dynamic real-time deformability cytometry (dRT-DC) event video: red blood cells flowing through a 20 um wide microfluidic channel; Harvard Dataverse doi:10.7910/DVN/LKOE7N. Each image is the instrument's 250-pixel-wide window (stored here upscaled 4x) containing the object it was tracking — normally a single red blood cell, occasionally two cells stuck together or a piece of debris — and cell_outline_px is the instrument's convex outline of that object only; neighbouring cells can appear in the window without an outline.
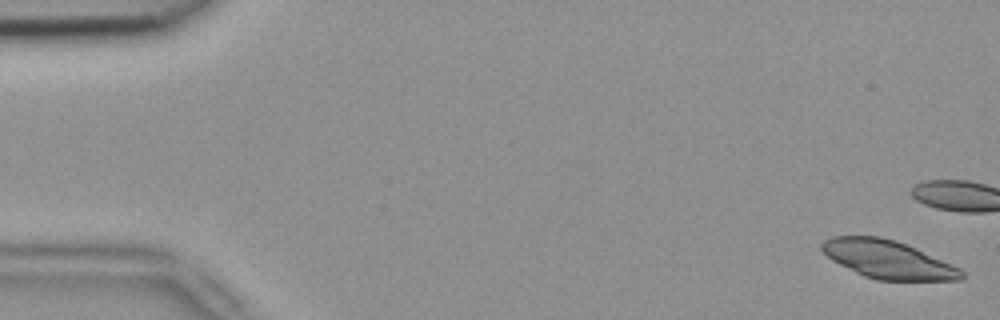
{"species": "common noctule bat (a hibernating species)", "species_latin": "Nyctalus noctula", "temperature_condition": "room temperature", "stored_images_in_passage": 15, "camera_frame_rate_fps": 3000, "um_per_image_px": 0.085, "animal": {"sex": "female", "body_mass_g": 18.4}, "frame": {"image": 1, "passage_image": 1, "time_ms": 0.0, "image_size_px": [1000, 320], "cell_outline_px": [[964, 276], [960, 280], [876, 280], [864, 276], [832, 260], [820, 248], [820, 244], [824, 240], [832, 236], [880, 236], [896, 240], [916, 248], [960, 268], [964, 272]], "centroid_in_image_um": [75.46, 22.04], "position_along_channel_um": 9.5, "area_um2": 30.87}}